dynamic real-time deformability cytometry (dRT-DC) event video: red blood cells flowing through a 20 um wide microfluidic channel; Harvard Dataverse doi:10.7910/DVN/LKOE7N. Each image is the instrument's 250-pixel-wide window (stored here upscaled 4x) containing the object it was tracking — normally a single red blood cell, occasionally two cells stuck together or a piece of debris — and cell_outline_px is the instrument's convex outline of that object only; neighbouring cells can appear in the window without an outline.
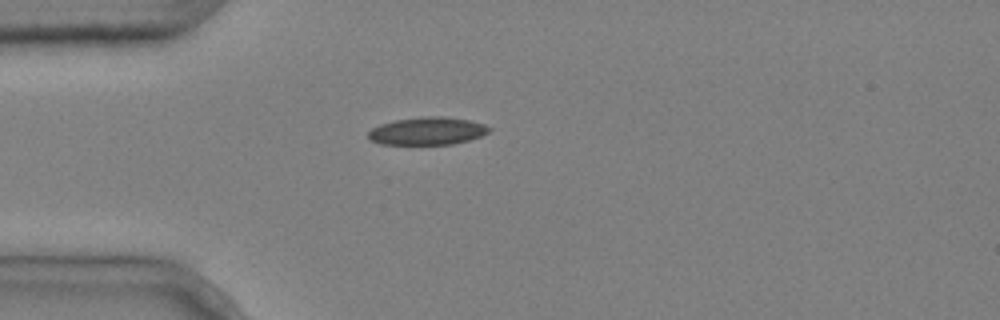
{"species": "common noctule bat (a hibernating species)", "species_latin": "Nyctalus noctula", "temperature_condition": "cold", "stored_images_in_passage": 2, "camera_frame_rate_fps": 3000, "um_per_image_px": 0.085, "animal": {"sex": "male", "body_mass_g": 20.4}, "frame": {"image": 1, "passage_image": 1, "time_ms": 0.0, "image_size_px": [1000, 320], "cell_outline_px": [[492, 128], [488, 132], [480, 136], [468, 140], [452, 144], [380, 144], [372, 140], [368, 136], [368, 132], [372, 128], [380, 124], [396, 120], [420, 116], [444, 116], [468, 120], [484, 124]], "centroid_in_image_um": [36.32, 11.12], "position_along_channel_um": 48.7, "area_um2": 19.42}}